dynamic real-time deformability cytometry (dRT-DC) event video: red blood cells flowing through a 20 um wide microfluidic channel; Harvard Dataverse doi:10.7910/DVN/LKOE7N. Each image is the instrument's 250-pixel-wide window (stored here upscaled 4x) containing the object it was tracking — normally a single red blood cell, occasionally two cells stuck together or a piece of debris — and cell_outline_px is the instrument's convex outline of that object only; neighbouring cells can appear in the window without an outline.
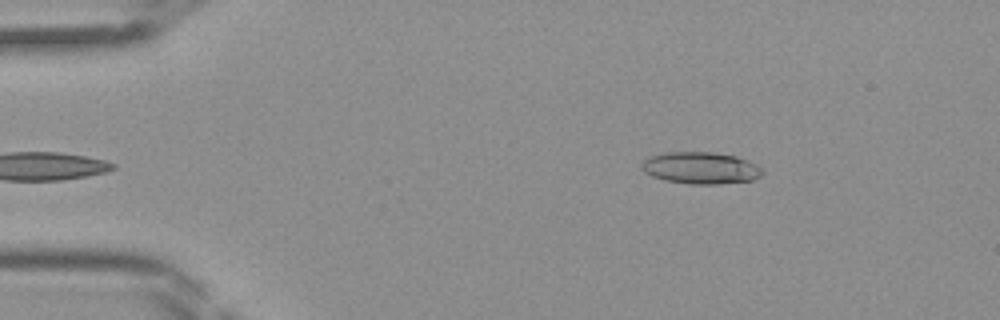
{"species": "Egyptian fruit bat (a non-hibernating species)", "species_latin": "Rousettus aegyptiacus", "temperature_condition": "room temperature", "stored_images_in_passage": 38, "camera_frame_rate_fps": 3000, "um_per_image_px": 0.085, "frame": {"image": 1, "passage_image": 1, "time_ms": 0.0, "image_size_px": [1000, 320], "cell_outline_px": [[764, 172], [760, 176], [752, 180], [720, 184], [688, 184], [664, 180], [652, 176], [644, 172], [640, 168], [644, 160], [652, 156], [664, 152], [712, 152], [736, 156], [748, 160], [756, 164]], "centroid_in_image_um": [59.55, 14.28], "position_along_channel_um": 25.4, "area_um2": 22.48}}
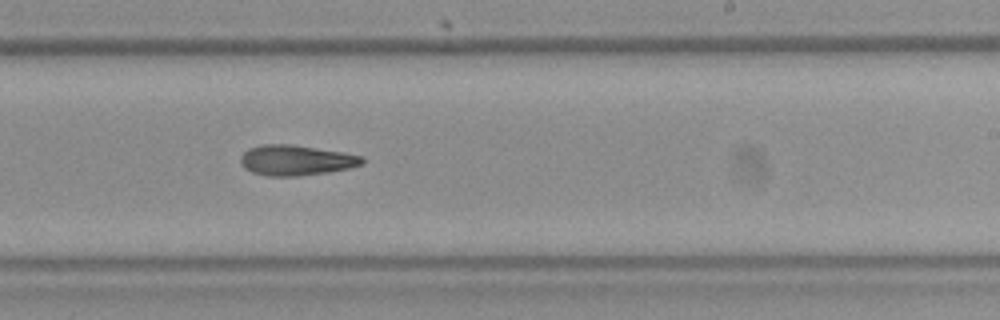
{"frame": {"image": 2, "passage_image": 21, "time_ms": 6.667, "image_size_px": [1000, 320], "cell_outline_px": [[364, 164], [348, 168], [328, 172], [296, 176], [268, 176], [252, 172], [244, 168], [240, 164], [240, 156], [248, 148], [260, 144], [292, 144], [344, 152], [364, 156]], "centroid_in_image_um": [25.15, 13.61], "position_along_channel_um": 263.9, "area_um2": 21.73}}
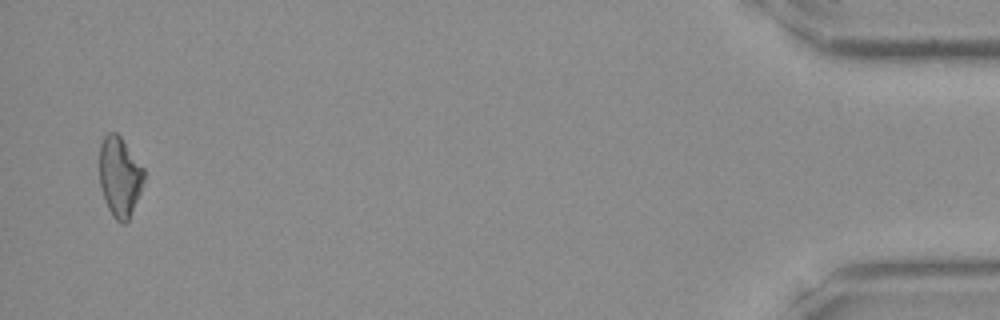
{"frame": {"image": 3, "passage_image": 37, "time_ms": 12.0, "image_size_px": [1000, 320], "cell_outline_px": [[144, 180], [140, 192], [128, 220], [124, 224], [120, 224], [112, 216], [108, 208], [100, 188], [100, 144], [104, 136], [108, 132], [116, 132], [120, 136], [144, 168]], "centroid_in_image_um": [10.17, 15.02], "position_along_channel_um": 425.0, "area_um2": 20.63}}